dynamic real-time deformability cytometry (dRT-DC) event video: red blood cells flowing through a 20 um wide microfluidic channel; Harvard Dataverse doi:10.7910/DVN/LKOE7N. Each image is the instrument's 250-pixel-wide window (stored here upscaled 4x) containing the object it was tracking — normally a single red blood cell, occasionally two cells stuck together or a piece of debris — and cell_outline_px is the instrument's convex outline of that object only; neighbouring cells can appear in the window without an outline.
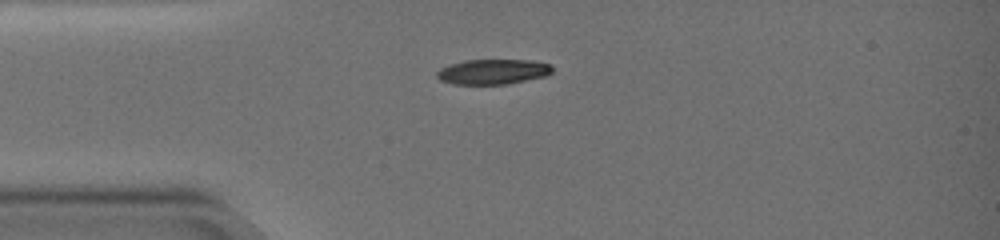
{"species": "common noctule bat (a hibernating species)", "species_latin": "Nyctalus noctula", "temperature_condition": "warm", "stored_images_in_passage": 49, "camera_frame_rate_fps": 3000, "um_per_image_px": 0.085, "animal": {"sex": "female", "body_mass_g": 19.0, "forearm_length_mm": 51.5}, "frame": {"image": 1, "passage_image": 1, "time_ms": 0.0, "image_size_px": [1000, 240], "cell_outline_px": [[552, 72], [544, 76], [504, 84], [456, 84], [440, 80], [436, 76], [436, 72], [452, 64], [468, 60], [524, 60], [548, 64], [552, 68]], "centroid_in_image_um": [41.87, 6.1], "position_along_channel_um": 43.1, "area_um2": 16.3}}
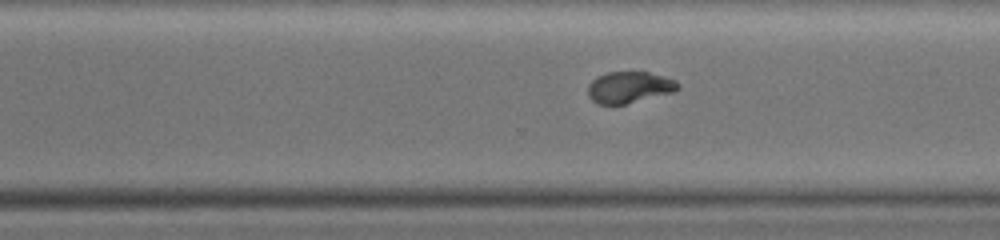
{"frame": {"image": 2, "passage_image": 30, "time_ms": 9.667, "image_size_px": [1000, 240], "cell_outline_px": [[680, 88], [672, 92], [624, 104], [596, 104], [588, 96], [588, 84], [596, 76], [608, 72], [648, 72], [664, 76], [676, 80], [680, 84]], "centroid_in_image_um": [53.47, 7.41], "position_along_channel_um": 317.1, "area_um2": 16.47}}
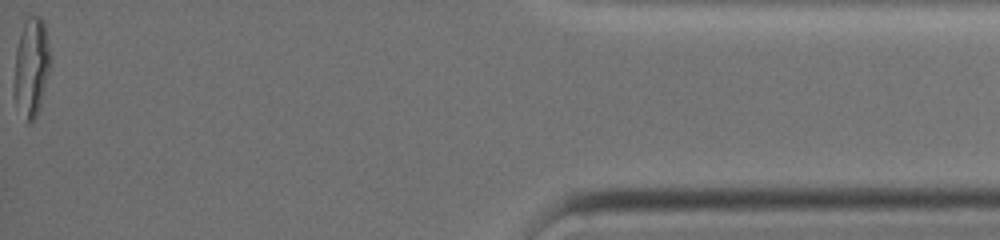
{"frame": {"image": 3, "passage_image": 49, "time_ms": 16.0, "image_size_px": [1000, 240], "cell_outline_px": [[52, 60], [40, 104], [36, 116], [32, 124], [28, 124], [16, 104], [12, 92], [16, 48], [20, 32], [24, 20], [28, 16], [40, 16], [44, 20], [52, 56]], "centroid_in_image_um": [2.66, 5.68], "position_along_channel_um": 432.5, "area_um2": 21.5}, "authors_computed_cell_mechanics": {"area_um2": 17.4556, "velocity_mm_per_s": 3.0286, "shape_relaxation_time_tau1_ms": 6.4606, "shape_relaxation_time_tau2_ms": 1.9626, "deformation_change_tau1": 0.2279, "deformation_change_tau2": 0.0467}}